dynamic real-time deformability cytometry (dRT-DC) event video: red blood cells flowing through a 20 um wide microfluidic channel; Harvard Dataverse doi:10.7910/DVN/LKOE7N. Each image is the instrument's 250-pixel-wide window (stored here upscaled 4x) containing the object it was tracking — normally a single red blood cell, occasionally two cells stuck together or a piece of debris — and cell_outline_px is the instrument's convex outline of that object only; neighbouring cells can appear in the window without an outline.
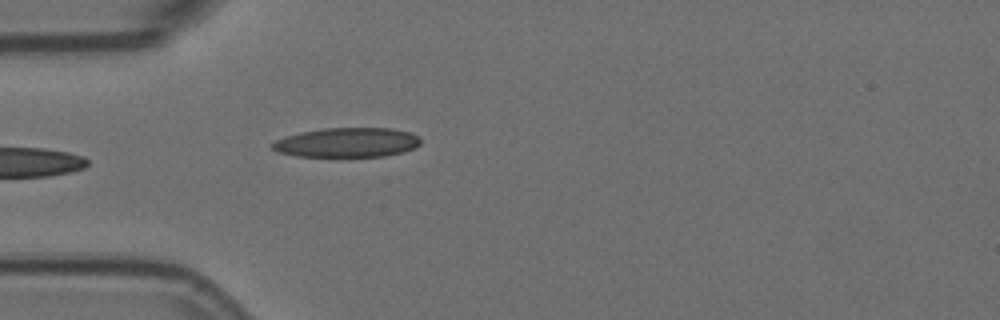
{"species": "Egyptian fruit bat (a non-hibernating species)", "species_latin": "Rousettus aegyptiacus", "temperature_condition": "room temperature", "stored_images_in_passage": 3, "camera_frame_rate_fps": 3000, "um_per_image_px": 0.085, "animal": {"sex": "female"}, "frame": {"image": 1, "passage_image": 3, "time_ms": 0.667, "image_size_px": [1000, 320], "cell_outline_px": [[420, 144], [404, 152], [384, 156], [296, 156], [276, 152], [272, 148], [272, 144], [276, 140], [288, 136], [304, 132], [324, 128], [392, 128], [412, 132], [420, 136]], "centroid_in_image_um": [29.55, 12.11], "position_along_channel_um": 55.4, "area_um2": 25.37}}